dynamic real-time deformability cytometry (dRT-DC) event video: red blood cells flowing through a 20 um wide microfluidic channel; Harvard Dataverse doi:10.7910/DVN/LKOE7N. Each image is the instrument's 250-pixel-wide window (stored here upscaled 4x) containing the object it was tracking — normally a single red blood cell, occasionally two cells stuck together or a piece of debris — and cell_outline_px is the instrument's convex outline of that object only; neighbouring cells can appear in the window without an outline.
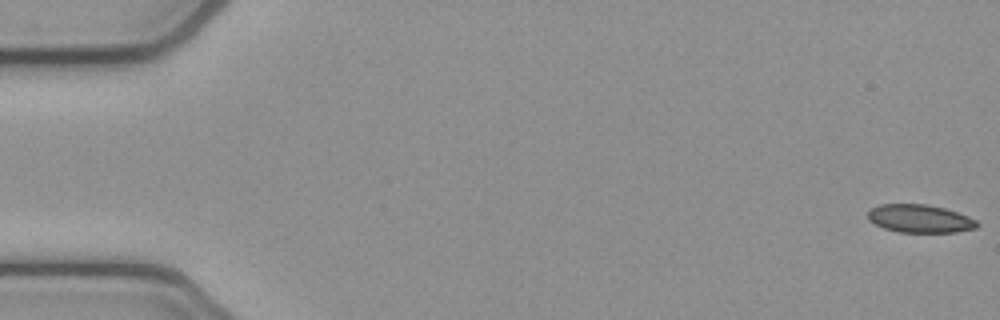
{"species": "common noctule bat (a hibernating species)", "species_latin": "Nyctalus noctula", "temperature_condition": "cold", "stored_images_in_passage": 7, "camera_frame_rate_fps": 3000, "um_per_image_px": 0.085, "animal": {"sex": "female", "body_mass_g": 21.9}, "frame": {"image": 1, "passage_image": 1, "time_ms": 0.0, "image_size_px": [1000, 320], "cell_outline_px": [[980, 224], [976, 228], [956, 232], [900, 232], [884, 228], [868, 220], [868, 212], [872, 208], [880, 204], [928, 204], [944, 208], [968, 216], [976, 220]], "centroid_in_image_um": [78.2, 18.58], "position_along_channel_um": 6.8, "area_um2": 17.8}}
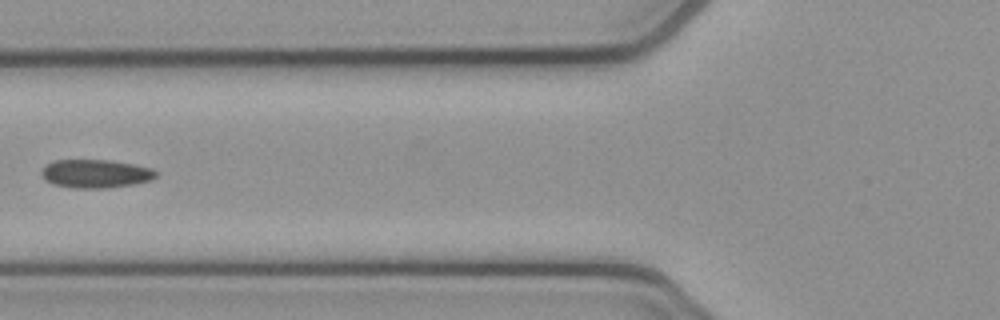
{"frame": {"image": 2, "passage_image": 6, "time_ms": 1.667, "image_size_px": [1000, 320], "cell_outline_px": [[156, 176], [152, 180], [132, 184], [108, 188], [72, 188], [52, 184], [44, 180], [40, 172], [52, 160], [112, 160], [152, 168], [156, 172]], "centroid_in_image_um": [8.1, 14.76], "position_along_channel_um": 117.7, "area_um2": 19.02}}
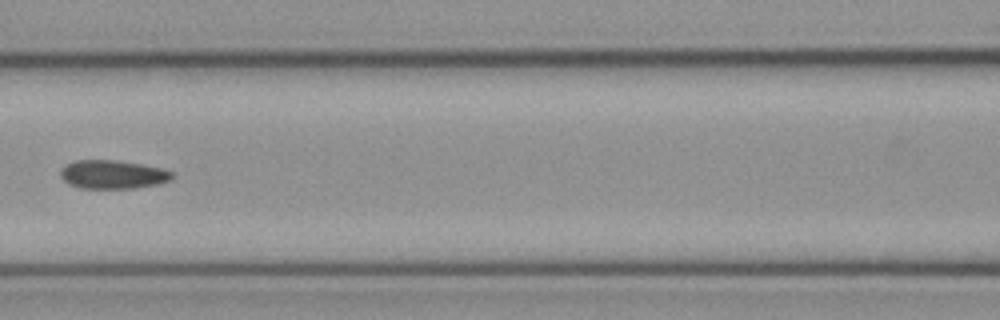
{"frame": {"image": 3, "passage_image": 7, "time_ms": 2.0, "image_size_px": [1000, 320], "cell_outline_px": [[176, 176], [160, 184], [132, 188], [80, 188], [68, 184], [60, 176], [60, 168], [76, 160], [116, 160], [164, 168], [172, 172]], "centroid_in_image_um": [9.59, 14.83], "position_along_channel_um": 157.0, "area_um2": 18.67}}